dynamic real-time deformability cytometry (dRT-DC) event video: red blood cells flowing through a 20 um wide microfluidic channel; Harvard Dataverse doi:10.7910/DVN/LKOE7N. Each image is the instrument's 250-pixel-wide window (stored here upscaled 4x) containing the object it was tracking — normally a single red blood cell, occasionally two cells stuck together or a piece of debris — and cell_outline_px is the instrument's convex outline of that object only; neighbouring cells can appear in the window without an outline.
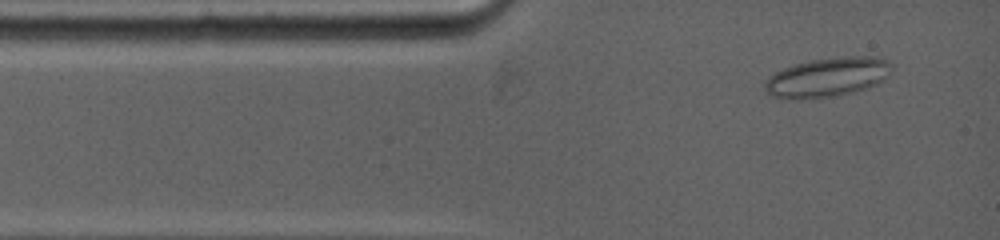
{"species": "common noctule bat (a hibernating species)", "species_latin": "Nyctalus noctula", "temperature_condition": "warm", "stored_images_in_passage": 12, "camera_frame_rate_fps": 5000, "um_per_image_px": 0.085, "animal": {"sex": "female", "body_mass_g": 19.0, "forearm_length_mm": 53.3}, "frame": {"image": 1, "passage_image": 2, "time_ms": 0.4, "image_size_px": [1000, 240], "cell_outline_px": [[892, 64], [884, 80], [868, 88], [836, 96], [772, 96], [764, 88], [764, 84], [768, 76], [784, 68], [796, 64], [812, 60], [844, 56], [872, 56], [888, 60]], "centroid_in_image_um": [70.4, 6.52], "position_along_channel_um": 14.6, "area_um2": 28.09}}
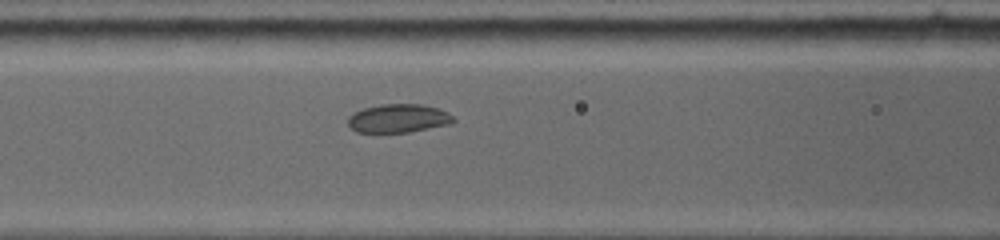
{"frame": {"image": 2, "passage_image": 8, "time_ms": 4.2, "image_size_px": [1000, 240], "cell_outline_px": [[456, 120], [452, 124], [408, 132], [356, 132], [348, 128], [348, 116], [352, 112], [364, 108], [380, 104], [420, 104], [436, 108], [448, 112]], "centroid_in_image_um": [33.83, 10.06], "position_along_channel_um": 132.8, "area_um2": 17.69}}
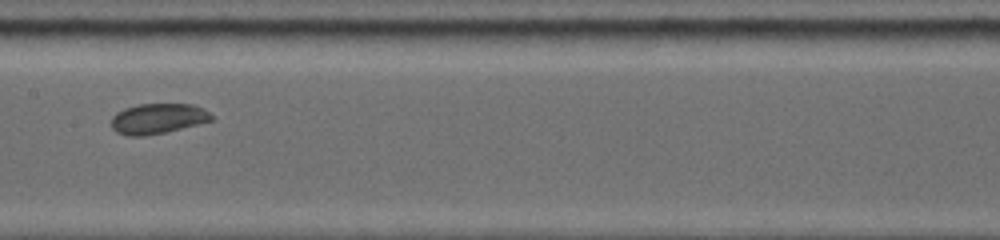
{"frame": {"image": 3, "passage_image": 11, "time_ms": 5.8, "image_size_px": [1000, 240], "cell_outline_px": [[212, 120], [164, 132], [144, 136], [128, 136], [116, 132], [112, 128], [112, 116], [116, 112], [124, 108], [140, 104], [192, 104], [204, 108], [212, 116]], "centroid_in_image_um": [13.37, 10.07], "position_along_channel_um": 194.0, "area_um2": 17.51}}